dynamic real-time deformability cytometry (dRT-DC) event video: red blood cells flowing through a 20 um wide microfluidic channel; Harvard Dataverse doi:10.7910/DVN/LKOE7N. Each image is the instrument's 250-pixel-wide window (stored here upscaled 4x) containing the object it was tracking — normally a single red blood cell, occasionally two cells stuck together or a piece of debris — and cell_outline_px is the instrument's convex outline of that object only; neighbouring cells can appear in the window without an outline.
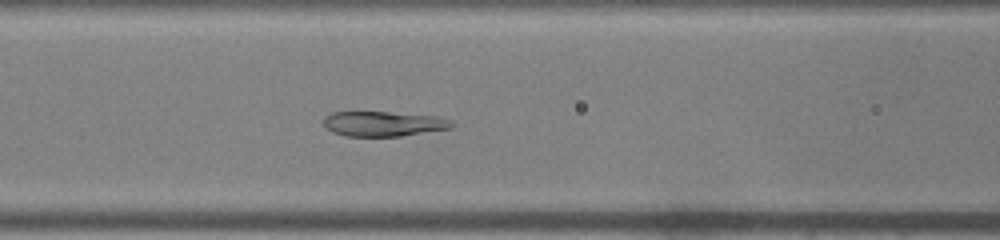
{"species": "common noctule bat (a hibernating species)", "species_latin": "Nyctalus noctula", "temperature_condition": "warm", "stored_images_in_passage": 47, "camera_frame_rate_fps": 3000, "um_per_image_px": 0.085, "animal": {"sex": "male", "body_mass_g": 19.0, "forearm_length_mm": 50.8}, "frame": {"image": 1, "passage_image": 19, "time_ms": 6.0, "image_size_px": [1000, 240], "cell_outline_px": [[456, 124], [452, 128], [400, 136], [344, 136], [332, 132], [324, 124], [324, 116], [332, 112], [388, 112], [436, 116], [452, 120]], "centroid_in_image_um": [32.62, 10.52], "position_along_channel_um": 134.0, "area_um2": 18.67}}
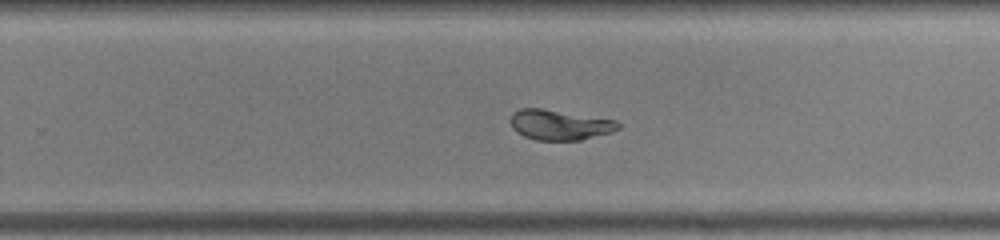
{"frame": {"image": 2, "passage_image": 30, "time_ms": 9.667, "image_size_px": [1000, 240], "cell_outline_px": [[620, 128], [612, 132], [580, 140], [536, 140], [524, 136], [516, 132], [512, 128], [508, 120], [512, 112], [520, 108], [540, 108], [616, 120], [620, 124]], "centroid_in_image_um": [47.52, 10.61], "position_along_channel_um": 282.3, "area_um2": 19.07}}
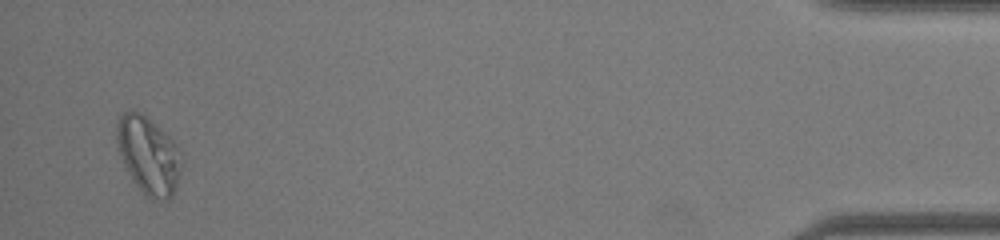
{"frame": {"image": 3, "passage_image": 46, "time_ms": 15.0, "image_size_px": [1000, 240], "cell_outline_px": [[184, 160], [176, 188], [172, 196], [168, 200], [152, 200], [132, 180], [120, 156], [116, 140], [116, 124], [120, 116], [124, 112], [132, 108], [144, 116], [160, 128], [180, 144]], "centroid_in_image_um": [12.67, 13.19], "position_along_channel_um": 422.5, "area_um2": 29.77}, "authors_computed_cell_mechanics": {"area_um2": 21.8484, "velocity_mm_per_s": 4.0527, "shape_relaxation_time_tau1_ms": 5.6718, "shape_relaxation_time_tau2_ms": 1.1957, "deformation_change_tau1": 0.2225, "deformation_change_tau2": 0.0539}}